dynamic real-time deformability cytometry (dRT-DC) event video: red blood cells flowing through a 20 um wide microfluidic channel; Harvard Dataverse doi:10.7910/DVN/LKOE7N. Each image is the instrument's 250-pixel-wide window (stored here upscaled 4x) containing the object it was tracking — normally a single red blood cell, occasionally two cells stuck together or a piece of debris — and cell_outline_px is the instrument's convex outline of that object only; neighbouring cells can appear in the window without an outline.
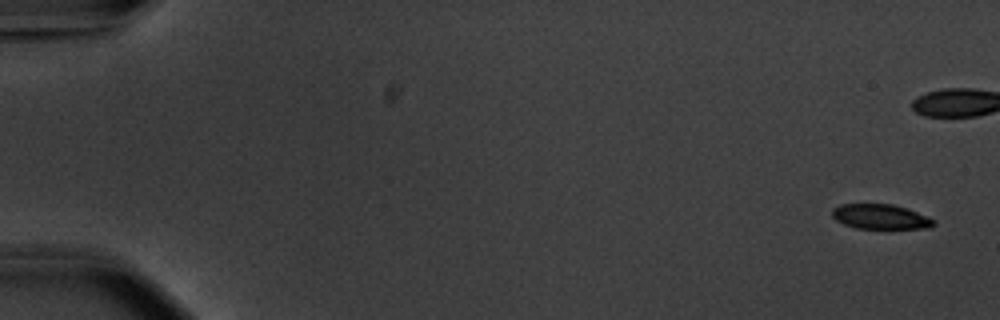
{"species": "common noctule bat (a hibernating species)", "species_latin": "Nyctalus noctula", "temperature_condition": "warm", "stored_images_in_passage": 8, "camera_frame_rate_fps": 3000, "um_per_image_px": 0.085, "animal": {"sex": "male", "body_mass_g": 20.1, "forearm_length_mm": 53.5}, "frame": {"image": 1, "passage_image": 1, "time_ms": 0.0, "image_size_px": [1000, 320], "cell_outline_px": [[936, 224], [928, 228], [856, 228], [844, 224], [836, 220], [832, 216], [832, 208], [840, 204], [892, 204], [908, 208], [936, 220]], "centroid_in_image_um": [74.85, 18.41], "position_along_channel_um": 10.2, "area_um2": 14.74}}